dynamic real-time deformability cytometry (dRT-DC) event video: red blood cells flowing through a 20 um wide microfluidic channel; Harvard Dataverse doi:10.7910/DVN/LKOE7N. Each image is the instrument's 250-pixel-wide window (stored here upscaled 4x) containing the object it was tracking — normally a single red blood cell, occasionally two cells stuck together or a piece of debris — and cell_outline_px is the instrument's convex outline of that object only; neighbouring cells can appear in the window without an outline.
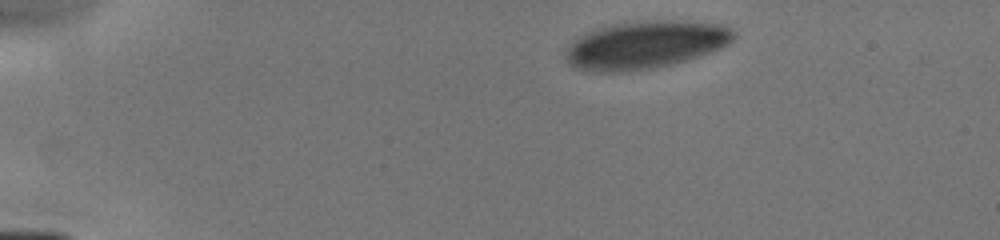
{"species": "human", "species_latin": "Homo sapiens", "temperature_condition": "cold", "stored_images_in_passage": 5, "camera_frame_rate_fps": 3000, "um_per_image_px": 0.085, "donor": {"sex": "male"}, "frame": {"image": 1, "passage_image": 1, "time_ms": 0.0, "image_size_px": [1000, 240], "cell_outline_px": [[736, 36], [728, 44], [712, 52], [688, 60], [672, 64], [652, 68], [628, 72], [596, 72], [576, 68], [568, 64], [568, 48], [572, 40], [596, 28], [624, 20], [672, 20], [720, 24], [736, 32]], "centroid_in_image_um": [54.86, 3.8], "position_along_channel_um": 30.1, "area_um2": 47.16}}
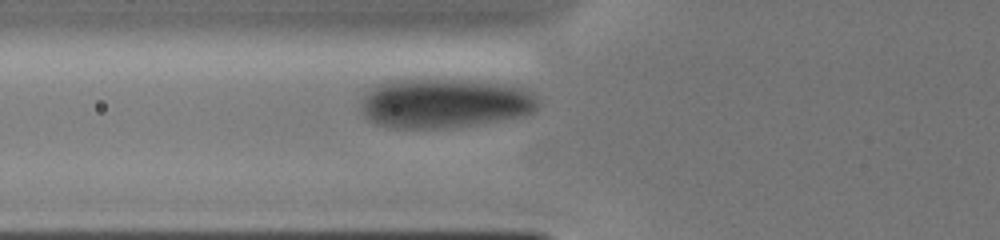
{"frame": {"image": 2, "passage_image": 5, "time_ms": 3.333, "image_size_px": [1000, 240], "cell_outline_px": [[540, 104], [536, 112], [524, 116], [476, 124], [440, 128], [392, 128], [376, 124], [368, 120], [364, 116], [360, 104], [364, 92], [376, 84], [388, 80], [428, 76], [444, 76], [516, 84], [528, 88], [540, 100]], "centroid_in_image_um": [37.82, 8.69], "position_along_channel_um": 88.0, "area_um2": 53.87}}